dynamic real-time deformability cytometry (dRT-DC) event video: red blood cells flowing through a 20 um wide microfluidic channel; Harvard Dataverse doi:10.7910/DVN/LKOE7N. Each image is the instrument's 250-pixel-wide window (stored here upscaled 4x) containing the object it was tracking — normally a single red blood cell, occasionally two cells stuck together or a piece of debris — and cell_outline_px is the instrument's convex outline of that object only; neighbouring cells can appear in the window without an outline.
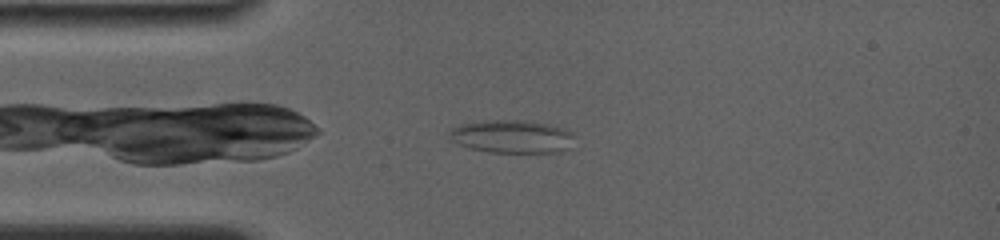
{"species": "common noctule bat (a hibernating species)", "species_latin": "Nyctalus noctula", "temperature_condition": "room temperature", "stored_images_in_passage": 14, "camera_frame_rate_fps": 4000, "um_per_image_px": 0.085, "animal": {"sex": "female", "body_mass_g": 19.0, "forearm_length_mm": 56.7}, "frame": {"image": 1, "passage_image": 6, "time_ms": 0.75, "image_size_px": [1000, 240], "cell_outline_px": [[572, 136], [568, 148], [560, 152], [492, 152], [472, 148], [460, 144], [452, 140], [448, 136], [448, 132], [452, 128], [460, 124], [488, 120], [524, 120], [552, 124], [564, 128], [572, 132]], "centroid_in_image_um": [43.51, 11.58], "position_along_channel_um": 41.5, "area_um2": 23.93}}